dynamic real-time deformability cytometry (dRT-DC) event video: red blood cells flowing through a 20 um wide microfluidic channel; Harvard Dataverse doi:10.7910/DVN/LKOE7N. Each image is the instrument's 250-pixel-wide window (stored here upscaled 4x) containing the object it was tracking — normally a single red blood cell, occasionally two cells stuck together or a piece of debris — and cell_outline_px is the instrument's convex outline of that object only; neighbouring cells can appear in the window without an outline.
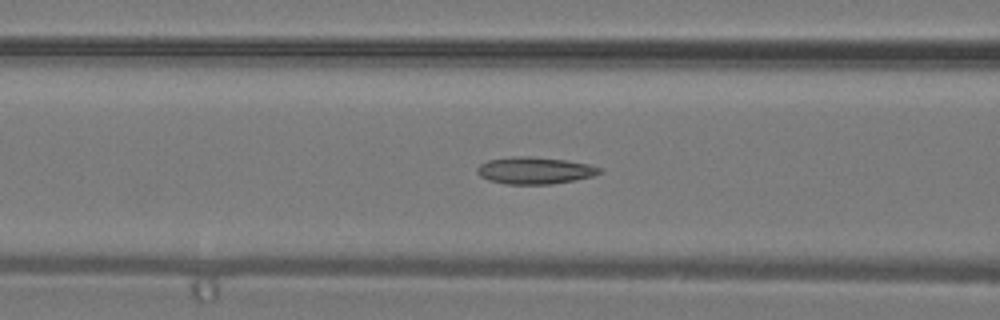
{"species": "common noctule bat (a hibernating species)", "species_latin": "Nyctalus noctula", "temperature_condition": "warm", "stored_images_in_passage": 20, "camera_frame_rate_fps": 3000, "um_per_image_px": 0.085, "animal": {"sex": "male", "body_mass_g": 19.2, "forearm_length_mm": 51.8}, "frame": {"image": 1, "passage_image": 16, "time_ms": 5.0, "image_size_px": [1000, 320], "cell_outline_px": [[604, 172], [592, 176], [576, 180], [552, 184], [508, 184], [488, 180], [480, 176], [476, 172], [476, 168], [480, 164], [488, 160], [520, 156], [528, 156], [568, 160], [588, 164], [600, 168]], "centroid_in_image_um": [45.46, 14.49], "position_along_channel_um": 121.1, "area_um2": 19.25}}
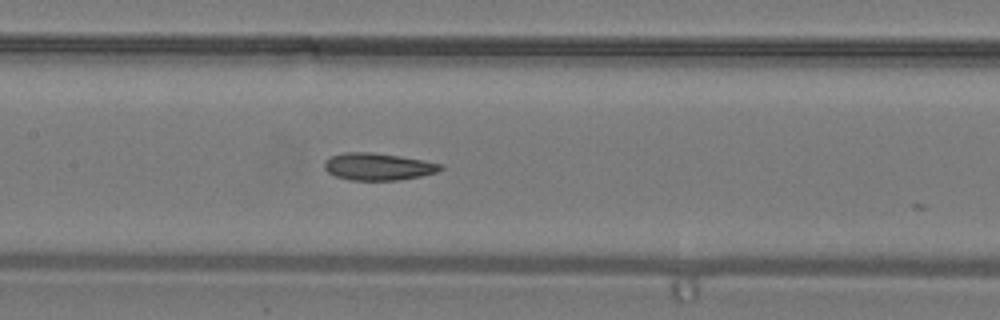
{"frame": {"image": 2, "passage_image": 19, "time_ms": 6.0, "image_size_px": [1000, 320], "cell_outline_px": [[444, 168], [436, 172], [420, 176], [400, 180], [352, 180], [336, 176], [328, 172], [324, 168], [324, 164], [332, 156], [344, 152], [372, 152], [400, 156], [444, 164]], "centroid_in_image_um": [32.17, 14.16], "position_along_channel_um": 175.2, "area_um2": 18.26}}